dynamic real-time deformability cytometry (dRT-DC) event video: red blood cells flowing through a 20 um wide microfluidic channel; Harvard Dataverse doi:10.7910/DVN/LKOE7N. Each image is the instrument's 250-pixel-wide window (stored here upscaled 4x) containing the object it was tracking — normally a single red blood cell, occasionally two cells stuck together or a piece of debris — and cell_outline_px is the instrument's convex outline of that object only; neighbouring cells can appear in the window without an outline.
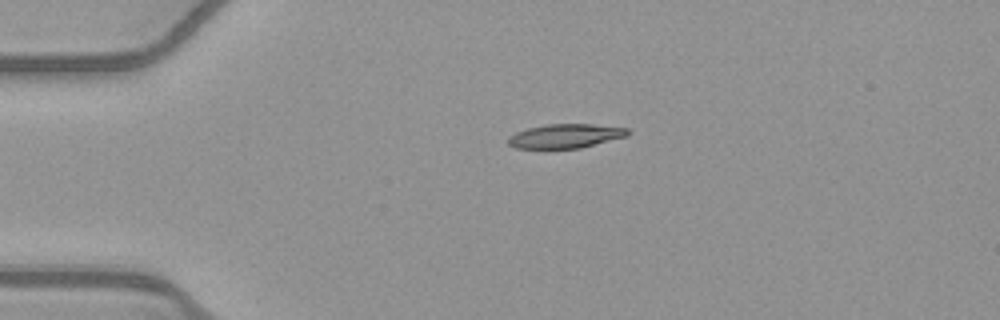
{"species": "common noctule bat (a hibernating species)", "species_latin": "Nyctalus noctula", "temperature_condition": "warm", "stored_images_in_passage": 42, "camera_frame_rate_fps": 3000, "um_per_image_px": 0.085, "animal": {"sex": "female", "body_mass_g": 21.9}, "frame": {"image": 1, "passage_image": 1, "time_ms": 0.0, "image_size_px": [1000, 320], "cell_outline_px": [[632, 132], [628, 136], [580, 148], [516, 148], [508, 144], [508, 136], [516, 132], [528, 128], [548, 124], [592, 124], [628, 128]], "centroid_in_image_um": [48.1, 11.55], "position_along_channel_um": 36.9, "area_um2": 16.82}}
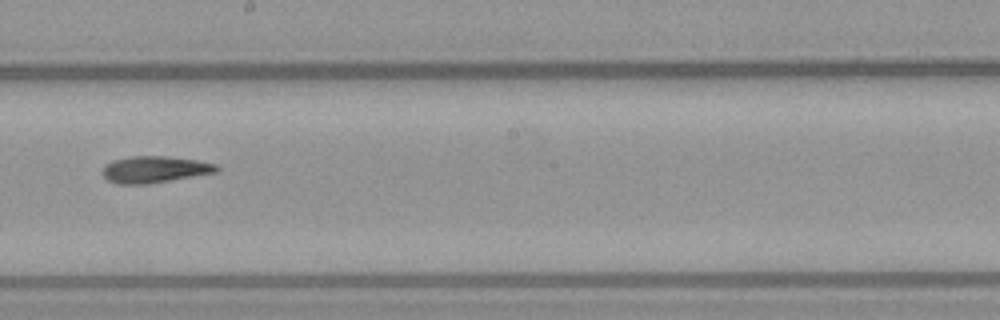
{"frame": {"image": 2, "passage_image": 19, "time_ms": 6.0, "image_size_px": [1000, 320], "cell_outline_px": [[220, 168], [216, 172], [148, 184], [116, 184], [108, 180], [100, 172], [104, 164], [112, 160], [132, 156], [164, 156], [196, 160], [216, 164]], "centroid_in_image_um": [13.08, 14.4], "position_along_channel_um": 235.1, "area_um2": 17.74}}
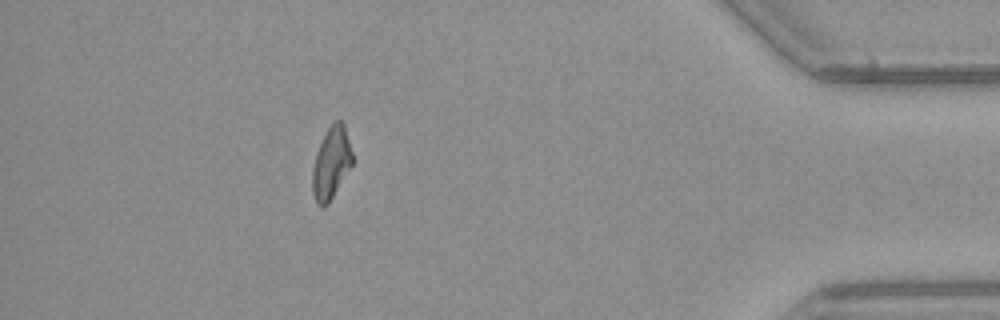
{"frame": {"image": 3, "passage_image": 36, "time_ms": 11.667, "image_size_px": [1000, 320], "cell_outline_px": [[352, 164], [328, 204], [324, 208], [320, 208], [316, 204], [312, 192], [312, 168], [316, 152], [328, 128], [336, 120], [340, 120], [344, 124], [352, 152]], "centroid_in_image_um": [28.13, 13.91], "position_along_channel_um": 407.1, "area_um2": 16.65}, "authors_computed_cell_mechanics": {"area_um2": 17.2822, "velocity_mm_per_s": 3.9421, "shape_relaxation_time_tau1_ms": null, "shape_relaxation_time_tau2_ms": 11.1704, "deformation_change_tau1": null, "deformation_change_tau2": 0.201}}